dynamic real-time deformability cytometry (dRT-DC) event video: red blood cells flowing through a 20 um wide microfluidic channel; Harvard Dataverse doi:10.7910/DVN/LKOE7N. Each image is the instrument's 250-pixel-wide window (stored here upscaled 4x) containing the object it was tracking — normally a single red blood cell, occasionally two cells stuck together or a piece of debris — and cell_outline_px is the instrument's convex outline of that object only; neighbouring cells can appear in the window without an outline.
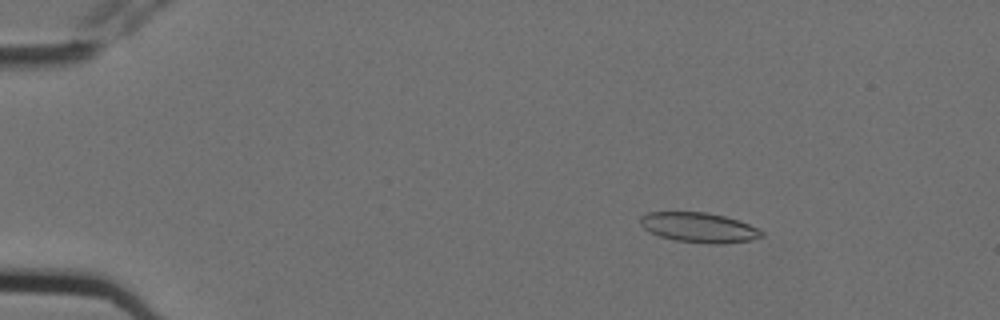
{"species": "Egyptian fruit bat (a non-hibernating species)", "species_latin": "Rousettus aegyptiacus", "temperature_condition": "cold", "stored_images_in_passage": 8, "camera_frame_rate_fps": 3000, "um_per_image_px": 0.085, "animal": {"sex": "female"}, "frame": {"image": 1, "passage_image": 3, "time_ms": 0.667, "image_size_px": [1000, 320], "cell_outline_px": [[764, 236], [752, 240], [720, 244], [712, 244], [676, 240], [660, 236], [644, 228], [640, 224], [640, 216], [648, 212], [708, 212], [724, 216], [748, 224], [764, 232]], "centroid_in_image_um": [59.42, 19.33], "position_along_channel_um": 25.6, "area_um2": 20.98}}
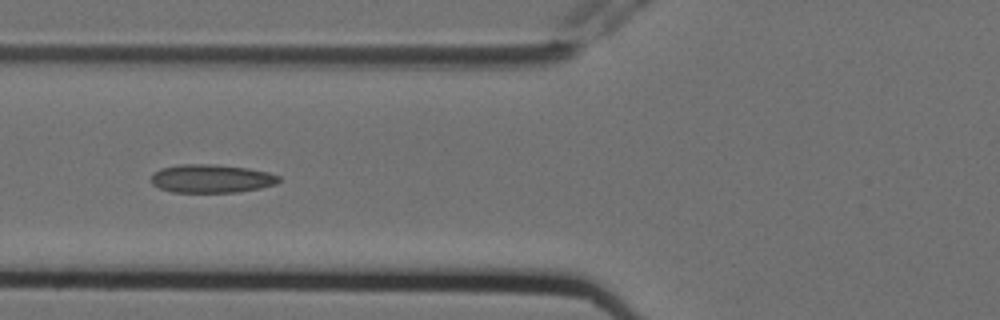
{"frame": {"image": 2, "passage_image": 7, "time_ms": 2.0, "image_size_px": [1000, 320], "cell_outline_px": [[280, 180], [276, 184], [260, 188], [236, 192], [172, 192], [160, 188], [152, 184], [148, 180], [160, 168], [180, 164], [208, 164], [244, 168], [268, 172], [280, 176]], "centroid_in_image_um": [17.94, 15.18], "position_along_channel_um": 107.9, "area_um2": 20.98}}
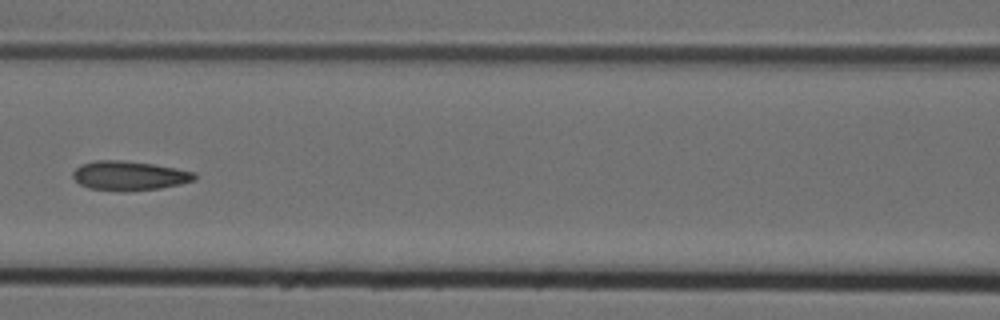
{"frame": {"image": 3, "passage_image": 8, "time_ms": 2.333, "image_size_px": [1000, 320], "cell_outline_px": [[196, 180], [180, 184], [160, 188], [124, 192], [88, 188], [80, 184], [72, 176], [72, 172], [80, 164], [96, 160], [120, 160], [152, 164], [176, 168], [196, 172]], "centroid_in_image_um": [10.98, 14.94], "position_along_channel_um": 155.6, "area_um2": 20.92}}